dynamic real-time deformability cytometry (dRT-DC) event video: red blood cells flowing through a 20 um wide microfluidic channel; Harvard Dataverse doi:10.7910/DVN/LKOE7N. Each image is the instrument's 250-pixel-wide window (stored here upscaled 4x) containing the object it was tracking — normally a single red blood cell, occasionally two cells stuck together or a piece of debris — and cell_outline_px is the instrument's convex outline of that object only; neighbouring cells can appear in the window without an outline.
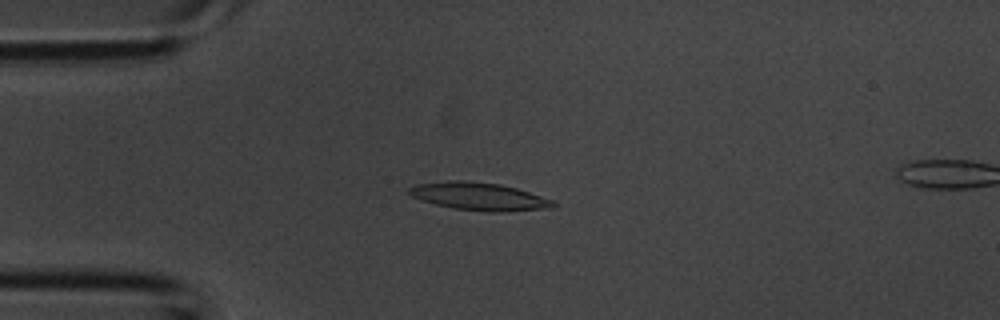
{"species": "common noctule bat (a hibernating species)", "species_latin": "Nyctalus noctula", "temperature_condition": "room temperature", "stored_images_in_passage": 33, "segment_of_instrument_passage": [1, 2], "camera_frame_rate_fps": 3000, "um_per_image_px": 0.085, "animal": {"sex": "male", "body_mass_g": 20.1, "forearm_length_mm": 53.5}, "frame": {"image": 1, "passage_image": 4, "time_ms": 1.0, "image_size_px": [1000, 320], "cell_outline_px": [[556, 208], [500, 212], [488, 212], [452, 208], [420, 200], [412, 196], [408, 192], [408, 188], [416, 184], [448, 180], [464, 180], [500, 184], [516, 188], [552, 200], [556, 204]], "centroid_in_image_um": [40.71, 16.7], "position_along_channel_um": 44.3, "area_um2": 23.41}}
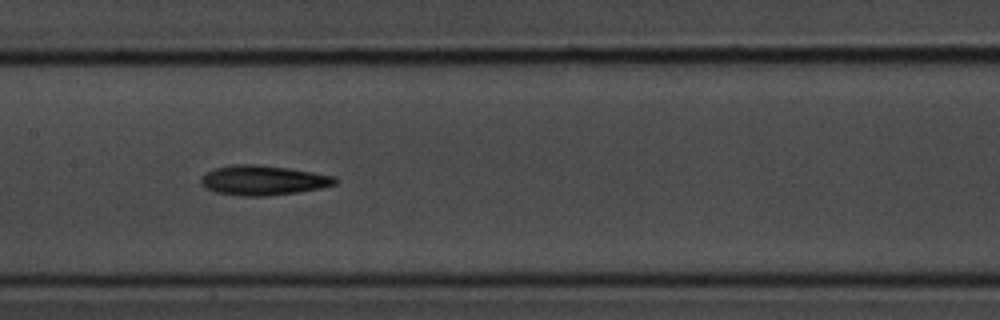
{"frame": {"image": 2, "passage_image": 13, "time_ms": 4.0, "image_size_px": [1000, 320], "cell_outline_px": [[340, 180], [336, 184], [320, 188], [296, 192], [264, 196], [240, 196], [216, 192], [200, 184], [200, 176], [204, 172], [212, 168], [232, 164], [256, 164], [288, 168], [336, 176]], "centroid_in_image_um": [22.33, 15.31], "position_along_channel_um": 185.1, "area_um2": 23.47}}
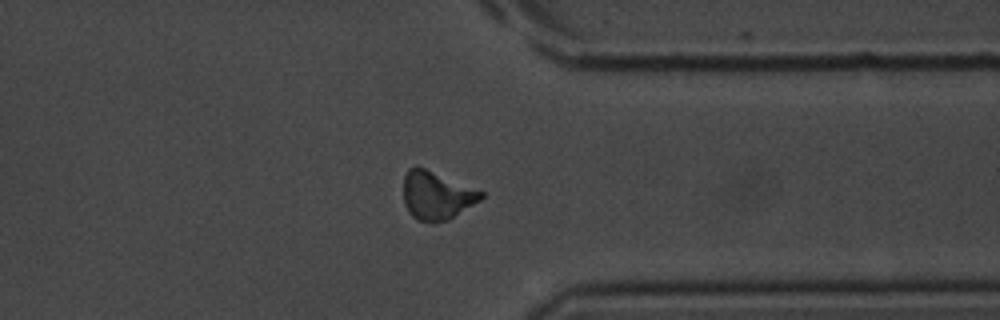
{"frame": {"image": 3, "passage_image": 24, "time_ms": 7.667, "image_size_px": [1000, 320], "cell_outline_px": [[484, 196], [480, 200], [448, 220], [432, 224], [416, 220], [408, 212], [404, 204], [404, 176], [408, 168], [416, 164], [484, 192]], "centroid_in_image_um": [37.07, 16.62], "position_along_channel_um": 374.3, "area_um2": 22.08}}